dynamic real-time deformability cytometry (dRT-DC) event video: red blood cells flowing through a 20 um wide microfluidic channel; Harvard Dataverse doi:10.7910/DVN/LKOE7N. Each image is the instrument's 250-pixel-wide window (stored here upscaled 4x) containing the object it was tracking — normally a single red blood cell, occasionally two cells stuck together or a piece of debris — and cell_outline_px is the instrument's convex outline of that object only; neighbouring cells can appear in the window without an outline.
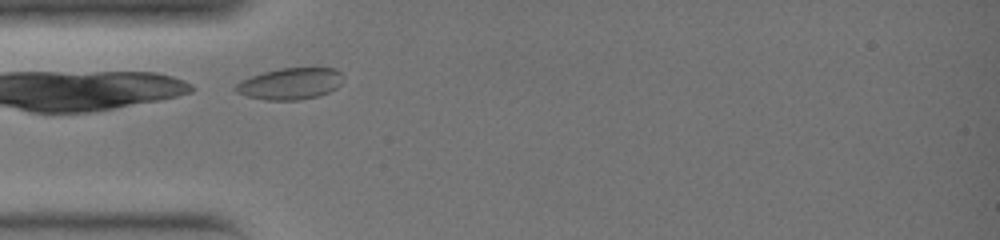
{"species": "common noctule bat (a hibernating species)", "species_latin": "Nyctalus noctula", "temperature_condition": "warm", "stored_images_in_passage": 22, "camera_frame_rate_fps": 3000, "um_per_image_px": 0.085, "animal": {"sex": "female", "body_mass_g": 19.0, "forearm_length_mm": 51.5}, "frame": {"image": 1, "passage_image": 1, "time_ms": 0.0, "image_size_px": [1000, 240], "cell_outline_px": [[344, 80], [336, 88], [320, 96], [296, 100], [264, 100], [248, 96], [236, 92], [232, 88], [240, 80], [264, 72], [280, 68], [336, 68], [344, 76]], "centroid_in_image_um": [24.68, 7.11], "position_along_channel_um": 60.3, "area_um2": 19.88}}
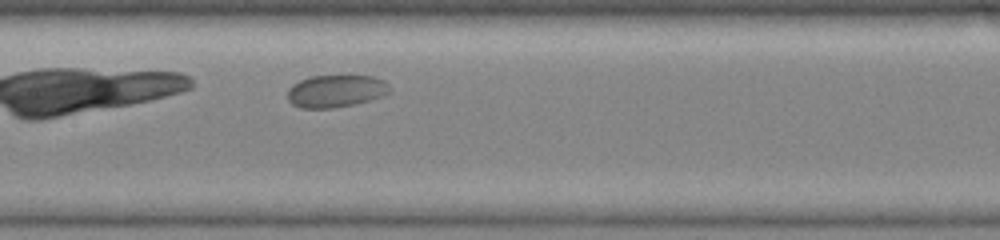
{"frame": {"image": 2, "passage_image": 8, "time_ms": 2.333, "image_size_px": [1000, 240], "cell_outline_px": [[392, 92], [356, 104], [336, 108], [300, 108], [292, 104], [288, 100], [288, 88], [292, 84], [300, 80], [312, 76], [372, 76], [384, 80], [392, 88]], "centroid_in_image_um": [28.55, 7.75], "position_along_channel_um": 178.8, "area_um2": 19.42}}
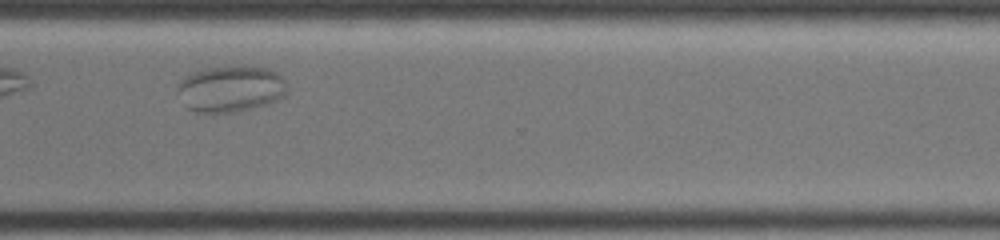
{"frame": {"image": 3, "passage_image": 18, "time_ms": 5.667, "image_size_px": [1000, 240], "cell_outline_px": [[288, 92], [284, 96], [276, 100], [252, 108], [212, 116], [196, 112], [188, 108], [176, 92], [176, 84], [184, 76], [208, 68], [236, 64], [268, 68], [284, 76], [288, 84]], "centroid_in_image_um": [19.61, 7.55], "position_along_channel_um": 351.0, "area_um2": 30.63}}